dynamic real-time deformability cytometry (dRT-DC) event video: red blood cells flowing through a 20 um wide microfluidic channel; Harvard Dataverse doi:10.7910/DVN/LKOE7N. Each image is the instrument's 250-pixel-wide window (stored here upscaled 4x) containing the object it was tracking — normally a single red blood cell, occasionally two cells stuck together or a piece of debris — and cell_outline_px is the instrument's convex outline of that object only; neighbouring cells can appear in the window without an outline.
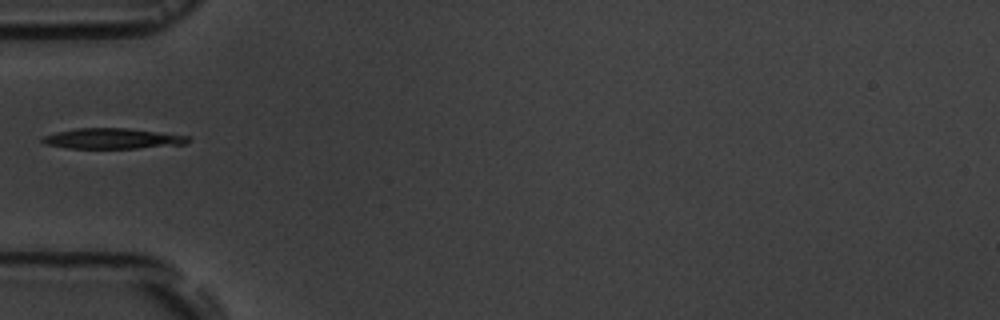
{"species": "common noctule bat (a hibernating species)", "species_latin": "Nyctalus noctula", "temperature_condition": "room temperature", "stored_images_in_passage": 2, "camera_frame_rate_fps": 3000, "um_per_image_px": 0.085, "animal": {"sex": "male", "body_mass_g": 19.5, "forearm_length_mm": 54.6}, "frame": {"image": 1, "passage_image": 1, "time_ms": 0.0, "image_size_px": [1000, 320], "cell_outline_px": [[192, 140], [188, 144], [136, 148], [68, 148], [44, 144], [40, 140], [40, 136], [56, 132], [76, 128], [128, 128], [192, 136]], "centroid_in_image_um": [9.59, 11.77], "position_along_channel_um": 75.4, "area_um2": 17.69}}
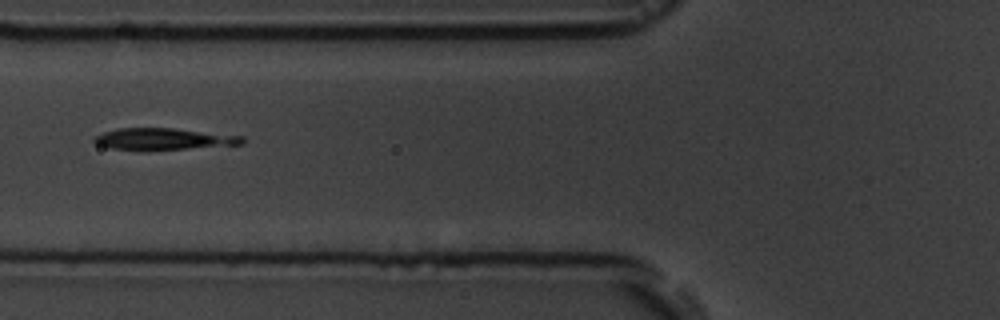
{"frame": {"image": 2, "passage_image": 2, "time_ms": 1.0, "image_size_px": [1000, 320], "cell_outline_px": [[244, 144], [188, 148], [112, 148], [96, 144], [92, 140], [92, 136], [116, 128], [172, 128], [244, 136]], "centroid_in_image_um": [13.91, 11.78], "position_along_channel_um": 111.9, "area_um2": 17.98}}